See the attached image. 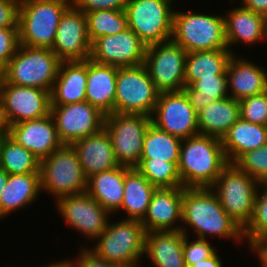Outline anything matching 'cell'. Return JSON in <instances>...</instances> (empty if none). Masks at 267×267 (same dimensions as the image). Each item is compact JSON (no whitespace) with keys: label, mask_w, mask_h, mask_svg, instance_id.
I'll list each match as a JSON object with an SVG mask.
<instances>
[{"label":"cell","mask_w":267,"mask_h":267,"mask_svg":"<svg viewBox=\"0 0 267 267\" xmlns=\"http://www.w3.org/2000/svg\"><path fill=\"white\" fill-rule=\"evenodd\" d=\"M0 97L8 126L50 114V92L28 86H17L5 81Z\"/></svg>","instance_id":"e0dca14e"},{"label":"cell","mask_w":267,"mask_h":267,"mask_svg":"<svg viewBox=\"0 0 267 267\" xmlns=\"http://www.w3.org/2000/svg\"><path fill=\"white\" fill-rule=\"evenodd\" d=\"M91 45L86 14L72 4L61 16L51 50L61 61H85Z\"/></svg>","instance_id":"ac0fdd59"},{"label":"cell","mask_w":267,"mask_h":267,"mask_svg":"<svg viewBox=\"0 0 267 267\" xmlns=\"http://www.w3.org/2000/svg\"><path fill=\"white\" fill-rule=\"evenodd\" d=\"M8 124L3 113V105L0 97V136L8 133Z\"/></svg>","instance_id":"681fc988"},{"label":"cell","mask_w":267,"mask_h":267,"mask_svg":"<svg viewBox=\"0 0 267 267\" xmlns=\"http://www.w3.org/2000/svg\"><path fill=\"white\" fill-rule=\"evenodd\" d=\"M71 5L72 0H21L20 45L51 49L61 16Z\"/></svg>","instance_id":"5b68a950"},{"label":"cell","mask_w":267,"mask_h":267,"mask_svg":"<svg viewBox=\"0 0 267 267\" xmlns=\"http://www.w3.org/2000/svg\"><path fill=\"white\" fill-rule=\"evenodd\" d=\"M183 91L196 112L213 101L228 97L227 76L202 78L185 85Z\"/></svg>","instance_id":"e575fe53"},{"label":"cell","mask_w":267,"mask_h":267,"mask_svg":"<svg viewBox=\"0 0 267 267\" xmlns=\"http://www.w3.org/2000/svg\"><path fill=\"white\" fill-rule=\"evenodd\" d=\"M87 60L61 61L50 93L51 105L86 101Z\"/></svg>","instance_id":"cb8c5ba5"},{"label":"cell","mask_w":267,"mask_h":267,"mask_svg":"<svg viewBox=\"0 0 267 267\" xmlns=\"http://www.w3.org/2000/svg\"><path fill=\"white\" fill-rule=\"evenodd\" d=\"M155 190L136 167L125 166L124 197L117 214L124 211V219L142 221Z\"/></svg>","instance_id":"4dcf8cb0"},{"label":"cell","mask_w":267,"mask_h":267,"mask_svg":"<svg viewBox=\"0 0 267 267\" xmlns=\"http://www.w3.org/2000/svg\"><path fill=\"white\" fill-rule=\"evenodd\" d=\"M40 267H73V265L68 258H65L56 262L55 261L50 262V264H46Z\"/></svg>","instance_id":"f907efd6"},{"label":"cell","mask_w":267,"mask_h":267,"mask_svg":"<svg viewBox=\"0 0 267 267\" xmlns=\"http://www.w3.org/2000/svg\"><path fill=\"white\" fill-rule=\"evenodd\" d=\"M181 143L182 139L150 124L143 139L140 159L179 162Z\"/></svg>","instance_id":"836d02e7"},{"label":"cell","mask_w":267,"mask_h":267,"mask_svg":"<svg viewBox=\"0 0 267 267\" xmlns=\"http://www.w3.org/2000/svg\"><path fill=\"white\" fill-rule=\"evenodd\" d=\"M159 93L144 64L119 67L114 112L151 116Z\"/></svg>","instance_id":"9c48e42d"},{"label":"cell","mask_w":267,"mask_h":267,"mask_svg":"<svg viewBox=\"0 0 267 267\" xmlns=\"http://www.w3.org/2000/svg\"><path fill=\"white\" fill-rule=\"evenodd\" d=\"M243 237L246 243L260 238H267V181L259 182L258 184L253 216L243 229Z\"/></svg>","instance_id":"74e56055"},{"label":"cell","mask_w":267,"mask_h":267,"mask_svg":"<svg viewBox=\"0 0 267 267\" xmlns=\"http://www.w3.org/2000/svg\"><path fill=\"white\" fill-rule=\"evenodd\" d=\"M59 139L72 145L84 137L99 133L104 128L105 114L87 101L67 105H51Z\"/></svg>","instance_id":"9a60e30c"},{"label":"cell","mask_w":267,"mask_h":267,"mask_svg":"<svg viewBox=\"0 0 267 267\" xmlns=\"http://www.w3.org/2000/svg\"><path fill=\"white\" fill-rule=\"evenodd\" d=\"M182 231H151L145 235V254L155 267H186Z\"/></svg>","instance_id":"4316f807"},{"label":"cell","mask_w":267,"mask_h":267,"mask_svg":"<svg viewBox=\"0 0 267 267\" xmlns=\"http://www.w3.org/2000/svg\"><path fill=\"white\" fill-rule=\"evenodd\" d=\"M182 202L183 187L156 189L141 221L145 231H181Z\"/></svg>","instance_id":"ffe728a7"},{"label":"cell","mask_w":267,"mask_h":267,"mask_svg":"<svg viewBox=\"0 0 267 267\" xmlns=\"http://www.w3.org/2000/svg\"><path fill=\"white\" fill-rule=\"evenodd\" d=\"M250 246V247H249ZM248 248L259 259L260 266L267 267V238H260L248 242Z\"/></svg>","instance_id":"bcb514c9"},{"label":"cell","mask_w":267,"mask_h":267,"mask_svg":"<svg viewBox=\"0 0 267 267\" xmlns=\"http://www.w3.org/2000/svg\"><path fill=\"white\" fill-rule=\"evenodd\" d=\"M233 164L258 183L267 181V144L242 154Z\"/></svg>","instance_id":"f35d334b"},{"label":"cell","mask_w":267,"mask_h":267,"mask_svg":"<svg viewBox=\"0 0 267 267\" xmlns=\"http://www.w3.org/2000/svg\"><path fill=\"white\" fill-rule=\"evenodd\" d=\"M54 202L65 223L89 241H96L112 218V215L87 192L66 195Z\"/></svg>","instance_id":"4fadbf2b"},{"label":"cell","mask_w":267,"mask_h":267,"mask_svg":"<svg viewBox=\"0 0 267 267\" xmlns=\"http://www.w3.org/2000/svg\"><path fill=\"white\" fill-rule=\"evenodd\" d=\"M216 250L209 258L202 260L200 263H194L191 267H223L222 258Z\"/></svg>","instance_id":"c3c4849f"},{"label":"cell","mask_w":267,"mask_h":267,"mask_svg":"<svg viewBox=\"0 0 267 267\" xmlns=\"http://www.w3.org/2000/svg\"><path fill=\"white\" fill-rule=\"evenodd\" d=\"M60 63L61 60L51 49L19 45L6 65V82L51 93Z\"/></svg>","instance_id":"8992f818"},{"label":"cell","mask_w":267,"mask_h":267,"mask_svg":"<svg viewBox=\"0 0 267 267\" xmlns=\"http://www.w3.org/2000/svg\"><path fill=\"white\" fill-rule=\"evenodd\" d=\"M40 193L42 195L40 173L8 174L0 196V221L11 213L30 207L39 199Z\"/></svg>","instance_id":"d4e9b609"},{"label":"cell","mask_w":267,"mask_h":267,"mask_svg":"<svg viewBox=\"0 0 267 267\" xmlns=\"http://www.w3.org/2000/svg\"><path fill=\"white\" fill-rule=\"evenodd\" d=\"M21 0H0V28L18 27Z\"/></svg>","instance_id":"f6af8a7d"},{"label":"cell","mask_w":267,"mask_h":267,"mask_svg":"<svg viewBox=\"0 0 267 267\" xmlns=\"http://www.w3.org/2000/svg\"><path fill=\"white\" fill-rule=\"evenodd\" d=\"M233 54L226 69L228 96L240 101L267 91V68Z\"/></svg>","instance_id":"44dd1931"},{"label":"cell","mask_w":267,"mask_h":267,"mask_svg":"<svg viewBox=\"0 0 267 267\" xmlns=\"http://www.w3.org/2000/svg\"><path fill=\"white\" fill-rule=\"evenodd\" d=\"M209 243V239L195 238L191 240L185 235L183 255L186 267H191L194 263H200L202 260L209 258L215 251L213 244Z\"/></svg>","instance_id":"60d3db41"},{"label":"cell","mask_w":267,"mask_h":267,"mask_svg":"<svg viewBox=\"0 0 267 267\" xmlns=\"http://www.w3.org/2000/svg\"><path fill=\"white\" fill-rule=\"evenodd\" d=\"M258 184L254 178L229 163L211 186L222 208L242 229L253 216Z\"/></svg>","instance_id":"ba28073f"},{"label":"cell","mask_w":267,"mask_h":267,"mask_svg":"<svg viewBox=\"0 0 267 267\" xmlns=\"http://www.w3.org/2000/svg\"><path fill=\"white\" fill-rule=\"evenodd\" d=\"M7 134L33 153L39 161L64 145L59 139L51 114L10 125Z\"/></svg>","instance_id":"d6986e66"},{"label":"cell","mask_w":267,"mask_h":267,"mask_svg":"<svg viewBox=\"0 0 267 267\" xmlns=\"http://www.w3.org/2000/svg\"><path fill=\"white\" fill-rule=\"evenodd\" d=\"M229 49L189 52L185 59V85L213 76H226L232 56Z\"/></svg>","instance_id":"1f68e13d"},{"label":"cell","mask_w":267,"mask_h":267,"mask_svg":"<svg viewBox=\"0 0 267 267\" xmlns=\"http://www.w3.org/2000/svg\"><path fill=\"white\" fill-rule=\"evenodd\" d=\"M239 4L228 10V13H223L227 47L232 54H237L231 47L236 44L242 43L249 47L267 41V19Z\"/></svg>","instance_id":"7402d4cb"},{"label":"cell","mask_w":267,"mask_h":267,"mask_svg":"<svg viewBox=\"0 0 267 267\" xmlns=\"http://www.w3.org/2000/svg\"><path fill=\"white\" fill-rule=\"evenodd\" d=\"M239 106L241 119L267 126V91L240 100Z\"/></svg>","instance_id":"ab89813d"},{"label":"cell","mask_w":267,"mask_h":267,"mask_svg":"<svg viewBox=\"0 0 267 267\" xmlns=\"http://www.w3.org/2000/svg\"><path fill=\"white\" fill-rule=\"evenodd\" d=\"M79 252L76 255V259L68 258L73 267H128L125 265L108 262L98 258L93 252L88 249V246H80ZM75 260V261H74Z\"/></svg>","instance_id":"ee69618b"},{"label":"cell","mask_w":267,"mask_h":267,"mask_svg":"<svg viewBox=\"0 0 267 267\" xmlns=\"http://www.w3.org/2000/svg\"><path fill=\"white\" fill-rule=\"evenodd\" d=\"M117 70L87 59L86 101L105 115L114 113Z\"/></svg>","instance_id":"484cf974"},{"label":"cell","mask_w":267,"mask_h":267,"mask_svg":"<svg viewBox=\"0 0 267 267\" xmlns=\"http://www.w3.org/2000/svg\"><path fill=\"white\" fill-rule=\"evenodd\" d=\"M7 179L8 173L0 167V196L4 186L6 185Z\"/></svg>","instance_id":"816d5d0a"},{"label":"cell","mask_w":267,"mask_h":267,"mask_svg":"<svg viewBox=\"0 0 267 267\" xmlns=\"http://www.w3.org/2000/svg\"><path fill=\"white\" fill-rule=\"evenodd\" d=\"M120 219L119 222L109 220L106 229L95 241L96 244L88 249L102 260L140 267L145 254L146 231L141 221Z\"/></svg>","instance_id":"277c9868"},{"label":"cell","mask_w":267,"mask_h":267,"mask_svg":"<svg viewBox=\"0 0 267 267\" xmlns=\"http://www.w3.org/2000/svg\"><path fill=\"white\" fill-rule=\"evenodd\" d=\"M239 118V101L229 96L213 101L197 112L199 134L222 139Z\"/></svg>","instance_id":"f546056e"},{"label":"cell","mask_w":267,"mask_h":267,"mask_svg":"<svg viewBox=\"0 0 267 267\" xmlns=\"http://www.w3.org/2000/svg\"><path fill=\"white\" fill-rule=\"evenodd\" d=\"M40 181L41 191L52 195L55 201L87 191V177L72 145H63L40 161Z\"/></svg>","instance_id":"52a82bcc"},{"label":"cell","mask_w":267,"mask_h":267,"mask_svg":"<svg viewBox=\"0 0 267 267\" xmlns=\"http://www.w3.org/2000/svg\"><path fill=\"white\" fill-rule=\"evenodd\" d=\"M147 45L129 28L123 32L95 39L90 59L115 67L138 66L144 63Z\"/></svg>","instance_id":"2e32d148"},{"label":"cell","mask_w":267,"mask_h":267,"mask_svg":"<svg viewBox=\"0 0 267 267\" xmlns=\"http://www.w3.org/2000/svg\"><path fill=\"white\" fill-rule=\"evenodd\" d=\"M221 142L228 163L233 164L242 154L267 144V126L239 118Z\"/></svg>","instance_id":"f1b7e54d"},{"label":"cell","mask_w":267,"mask_h":267,"mask_svg":"<svg viewBox=\"0 0 267 267\" xmlns=\"http://www.w3.org/2000/svg\"><path fill=\"white\" fill-rule=\"evenodd\" d=\"M223 15L174 9L171 40L187 53L228 49Z\"/></svg>","instance_id":"3957f363"},{"label":"cell","mask_w":267,"mask_h":267,"mask_svg":"<svg viewBox=\"0 0 267 267\" xmlns=\"http://www.w3.org/2000/svg\"><path fill=\"white\" fill-rule=\"evenodd\" d=\"M175 0H128V28L147 45L171 40Z\"/></svg>","instance_id":"30bf717a"},{"label":"cell","mask_w":267,"mask_h":267,"mask_svg":"<svg viewBox=\"0 0 267 267\" xmlns=\"http://www.w3.org/2000/svg\"><path fill=\"white\" fill-rule=\"evenodd\" d=\"M241 6L267 19V0H240Z\"/></svg>","instance_id":"7dc6e473"},{"label":"cell","mask_w":267,"mask_h":267,"mask_svg":"<svg viewBox=\"0 0 267 267\" xmlns=\"http://www.w3.org/2000/svg\"><path fill=\"white\" fill-rule=\"evenodd\" d=\"M151 124L150 116L111 113L105 115L104 129L108 132L117 162L136 167L140 162L143 139Z\"/></svg>","instance_id":"8fae6325"},{"label":"cell","mask_w":267,"mask_h":267,"mask_svg":"<svg viewBox=\"0 0 267 267\" xmlns=\"http://www.w3.org/2000/svg\"><path fill=\"white\" fill-rule=\"evenodd\" d=\"M151 124L180 139L199 135L197 112L183 90L160 92Z\"/></svg>","instance_id":"5bb4252c"},{"label":"cell","mask_w":267,"mask_h":267,"mask_svg":"<svg viewBox=\"0 0 267 267\" xmlns=\"http://www.w3.org/2000/svg\"><path fill=\"white\" fill-rule=\"evenodd\" d=\"M186 55L172 40L147 46L143 64L159 92L183 90Z\"/></svg>","instance_id":"7c38bea8"},{"label":"cell","mask_w":267,"mask_h":267,"mask_svg":"<svg viewBox=\"0 0 267 267\" xmlns=\"http://www.w3.org/2000/svg\"><path fill=\"white\" fill-rule=\"evenodd\" d=\"M178 164L188 188L211 187L229 163L220 138L199 134L182 140Z\"/></svg>","instance_id":"7a4b0ae2"},{"label":"cell","mask_w":267,"mask_h":267,"mask_svg":"<svg viewBox=\"0 0 267 267\" xmlns=\"http://www.w3.org/2000/svg\"><path fill=\"white\" fill-rule=\"evenodd\" d=\"M6 67L0 63V91L6 81V74H5Z\"/></svg>","instance_id":"f5cc1de1"},{"label":"cell","mask_w":267,"mask_h":267,"mask_svg":"<svg viewBox=\"0 0 267 267\" xmlns=\"http://www.w3.org/2000/svg\"><path fill=\"white\" fill-rule=\"evenodd\" d=\"M125 166L94 174L87 179V193L111 215L120 210L124 197Z\"/></svg>","instance_id":"83f0119b"},{"label":"cell","mask_w":267,"mask_h":267,"mask_svg":"<svg viewBox=\"0 0 267 267\" xmlns=\"http://www.w3.org/2000/svg\"><path fill=\"white\" fill-rule=\"evenodd\" d=\"M72 146L77 151L87 179L94 174L120 166L109 134L104 128L99 133L75 141Z\"/></svg>","instance_id":"603a6c76"},{"label":"cell","mask_w":267,"mask_h":267,"mask_svg":"<svg viewBox=\"0 0 267 267\" xmlns=\"http://www.w3.org/2000/svg\"><path fill=\"white\" fill-rule=\"evenodd\" d=\"M128 0H72V4L80 11L86 13L110 9L126 10Z\"/></svg>","instance_id":"7bdbcfd3"},{"label":"cell","mask_w":267,"mask_h":267,"mask_svg":"<svg viewBox=\"0 0 267 267\" xmlns=\"http://www.w3.org/2000/svg\"><path fill=\"white\" fill-rule=\"evenodd\" d=\"M19 45L18 27L0 28V63L6 67Z\"/></svg>","instance_id":"b9f144b4"},{"label":"cell","mask_w":267,"mask_h":267,"mask_svg":"<svg viewBox=\"0 0 267 267\" xmlns=\"http://www.w3.org/2000/svg\"><path fill=\"white\" fill-rule=\"evenodd\" d=\"M0 167L8 174L40 173V161L8 134L0 136Z\"/></svg>","instance_id":"d6a6232c"},{"label":"cell","mask_w":267,"mask_h":267,"mask_svg":"<svg viewBox=\"0 0 267 267\" xmlns=\"http://www.w3.org/2000/svg\"><path fill=\"white\" fill-rule=\"evenodd\" d=\"M196 238L217 237L245 242L243 229L225 212L211 187H183L181 231Z\"/></svg>","instance_id":"6da1fadb"},{"label":"cell","mask_w":267,"mask_h":267,"mask_svg":"<svg viewBox=\"0 0 267 267\" xmlns=\"http://www.w3.org/2000/svg\"><path fill=\"white\" fill-rule=\"evenodd\" d=\"M86 17L91 43L99 37L117 34L128 29V18L125 10H97L86 13Z\"/></svg>","instance_id":"d590c367"},{"label":"cell","mask_w":267,"mask_h":267,"mask_svg":"<svg viewBox=\"0 0 267 267\" xmlns=\"http://www.w3.org/2000/svg\"><path fill=\"white\" fill-rule=\"evenodd\" d=\"M136 169L156 188L183 187L178 162L140 159Z\"/></svg>","instance_id":"8d00e7d4"}]
</instances>
